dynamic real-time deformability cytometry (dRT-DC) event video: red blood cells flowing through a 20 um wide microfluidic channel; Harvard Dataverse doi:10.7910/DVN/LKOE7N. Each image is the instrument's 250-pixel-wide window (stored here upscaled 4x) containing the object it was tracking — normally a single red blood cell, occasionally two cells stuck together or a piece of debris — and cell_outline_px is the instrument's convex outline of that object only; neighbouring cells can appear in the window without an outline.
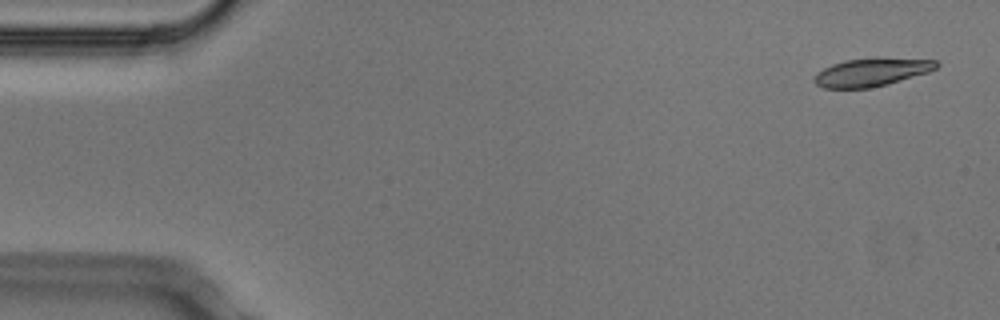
{"species": "Egyptian fruit bat (a non-hibernating species)", "species_latin": "Rousettus aegyptiacus", "temperature_condition": "cold", "stored_images_in_passage": 4, "camera_frame_rate_fps": 3000, "um_per_image_px": 0.085, "animal": {"sex": "male"}, "frame": {"image": 1, "passage_image": 1, "time_ms": 0.0, "image_size_px": [1000, 320], "cell_outline_px": [[940, 64], [936, 68], [928, 72], [888, 84], [868, 88], [824, 88], [816, 84], [812, 80], [816, 72], [832, 64], [844, 60], [876, 56], [936, 60]], "centroid_in_image_um": [74.08, 6.11], "position_along_channel_um": 10.9, "area_um2": 20.46}}
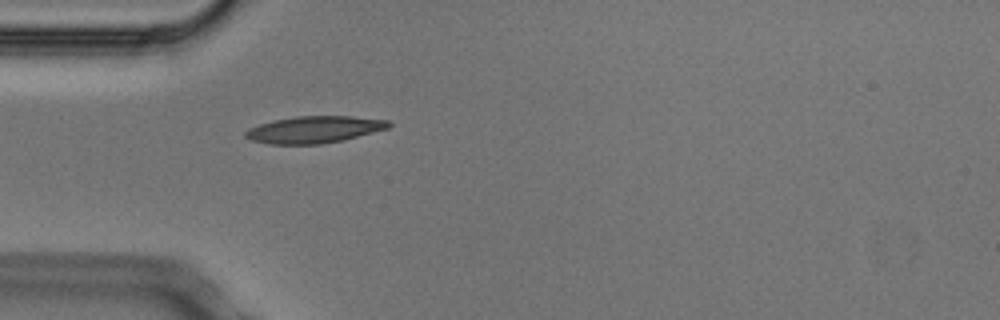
{"frame": {"image": 2, "passage_image": 4, "time_ms": 1.0, "image_size_px": [1000, 320], "cell_outline_px": [[392, 124], [388, 128], [344, 140], [320, 144], [268, 144], [252, 140], [244, 136], [244, 132], [248, 128], [272, 120], [296, 116], [352, 116], [388, 120]], "centroid_in_image_um": [26.69, 11.01], "position_along_channel_um": 58.3, "area_um2": 22.48}}